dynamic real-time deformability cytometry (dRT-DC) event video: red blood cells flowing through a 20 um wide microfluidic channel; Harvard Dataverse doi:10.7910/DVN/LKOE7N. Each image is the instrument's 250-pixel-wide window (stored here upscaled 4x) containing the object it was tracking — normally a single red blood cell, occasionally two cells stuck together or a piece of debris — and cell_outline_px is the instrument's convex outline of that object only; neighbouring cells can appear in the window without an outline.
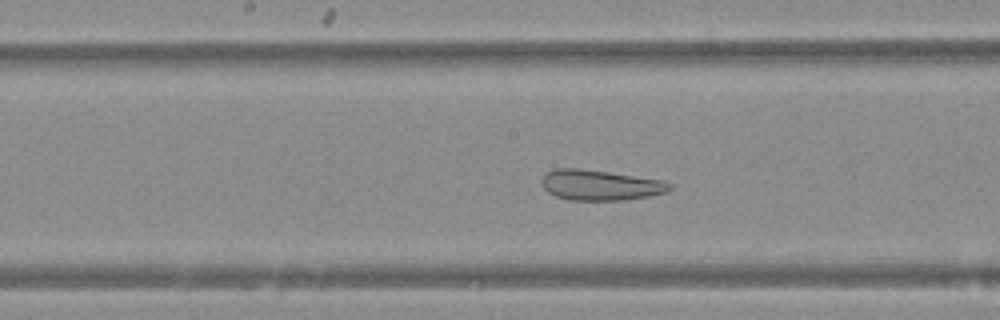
{"species": "Egyptian fruit bat (a non-hibernating species)", "species_latin": "Rousettus aegyptiacus", "temperature_condition": "warm", "stored_images_in_passage": 38, "camera_frame_rate_fps": 3000, "um_per_image_px": 0.085, "animal": {"sex": "female"}, "frame": {"image": 1, "passage_image": 14, "time_ms": 4.333, "image_size_px": [1000, 320], "cell_outline_px": [[672, 188], [668, 192], [648, 196], [624, 200], [568, 200], [556, 196], [548, 192], [544, 188], [540, 180], [548, 172], [556, 168], [580, 168], [608, 172], [660, 180], [672, 184]], "centroid_in_image_um": [51.0, 15.74], "position_along_channel_um": 197.2, "area_um2": 22.54}}
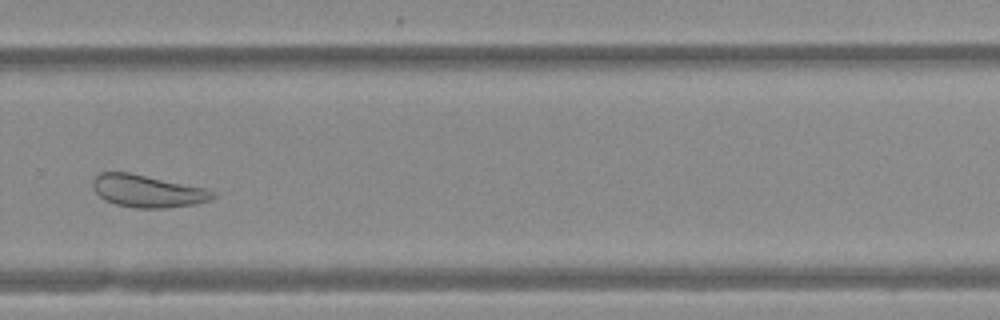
{"frame": {"image": 2, "passage_image": 23, "time_ms": 7.333, "image_size_px": [1000, 320], "cell_outline_px": [[216, 196], [208, 200], [196, 204], [168, 208], [136, 208], [116, 204], [104, 200], [92, 188], [92, 180], [100, 172], [128, 172], [208, 188], [216, 192]], "centroid_in_image_um": [12.55, 16.24], "position_along_channel_um": 317.2, "area_um2": 22.83}}
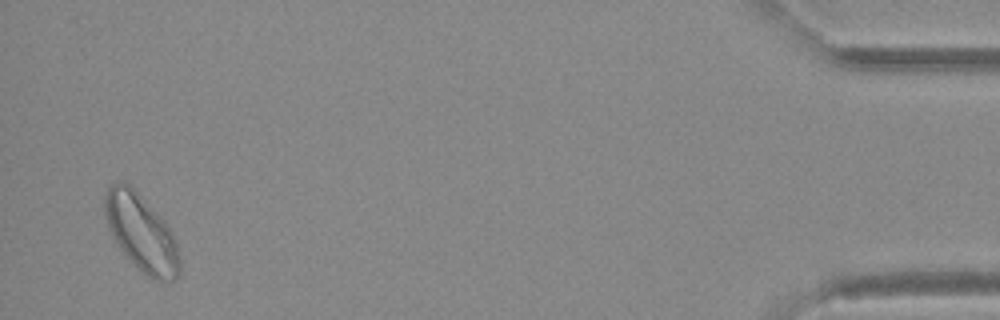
{"frame": {"image": 3, "passage_image": 37, "time_ms": 12.0, "image_size_px": [1000, 320], "cell_outline_px": [[180, 276], [176, 280], [160, 284], [152, 280], [116, 244], [108, 228], [104, 216], [104, 196], [108, 188], [116, 180], [120, 180], [128, 184], [164, 220], [172, 232], [176, 244], [180, 260]], "centroid_in_image_um": [12.02, 19.82], "position_along_channel_um": 423.2, "area_um2": 33.47}}